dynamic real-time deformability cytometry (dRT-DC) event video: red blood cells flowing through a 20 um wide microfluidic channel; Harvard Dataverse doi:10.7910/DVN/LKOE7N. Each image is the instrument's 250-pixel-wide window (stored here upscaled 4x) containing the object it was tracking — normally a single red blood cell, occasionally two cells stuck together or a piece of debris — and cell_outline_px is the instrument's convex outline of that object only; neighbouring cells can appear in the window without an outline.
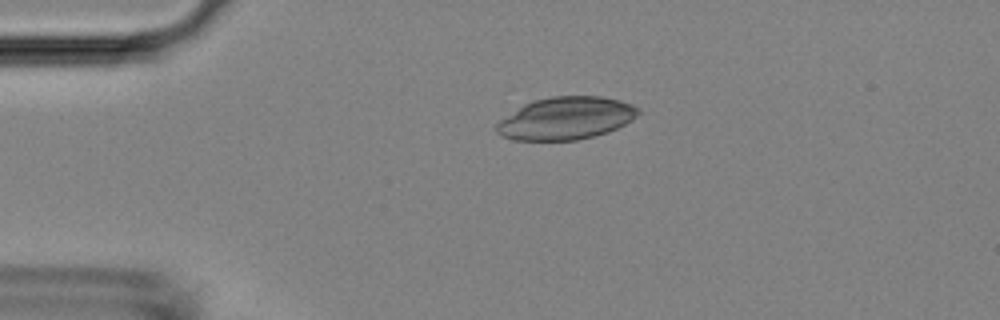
{"species": "Egyptian fruit bat (a non-hibernating species)", "species_latin": "Rousettus aegyptiacus", "temperature_condition": "room temperature", "stored_images_in_passage": 5, "camera_frame_rate_fps": 3000, "um_per_image_px": 0.085, "animal": {"sex": "female"}, "frame": {"image": 1, "passage_image": 4, "time_ms": 3.333, "image_size_px": [1000, 320], "cell_outline_px": [[640, 112], [632, 120], [608, 132], [576, 140], [512, 140], [496, 132], [496, 124], [500, 120], [524, 104], [536, 100], [552, 96], [600, 96], [620, 100], [632, 104], [640, 108]], "centroid_in_image_um": [48.12, 10.05], "position_along_channel_um": 36.9, "area_um2": 34.91}}